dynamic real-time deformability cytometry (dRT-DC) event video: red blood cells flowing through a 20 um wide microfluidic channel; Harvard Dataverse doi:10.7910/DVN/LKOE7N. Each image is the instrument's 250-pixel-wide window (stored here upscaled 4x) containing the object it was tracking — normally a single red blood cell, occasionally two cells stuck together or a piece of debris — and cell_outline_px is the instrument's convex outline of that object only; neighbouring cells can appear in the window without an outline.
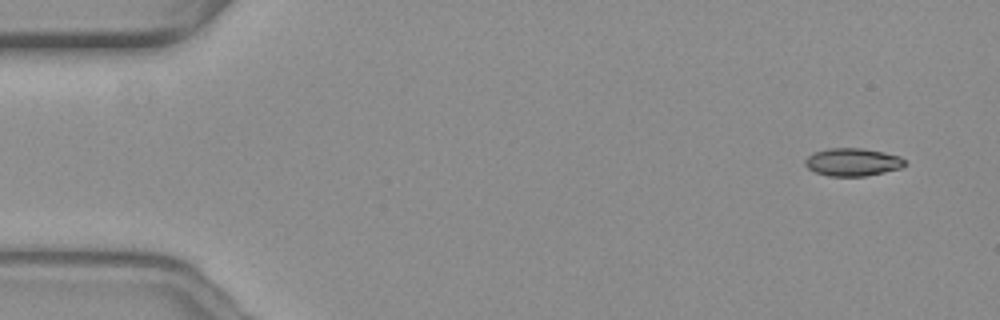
{"species": "common noctule bat (a hibernating species)", "species_latin": "Nyctalus noctula", "temperature_condition": "warm", "stored_images_in_passage": 45, "camera_frame_rate_fps": 3000, "um_per_image_px": 0.085, "animal": {"sex": "female", "body_mass_g": 19.3, "forearm_length_mm": 54.1}, "frame": {"image": 1, "passage_image": 1, "time_ms": 0.0, "image_size_px": [1000, 320], "cell_outline_px": [[908, 164], [900, 168], [884, 172], [864, 176], [828, 176], [816, 172], [808, 168], [804, 164], [804, 160], [808, 156], [816, 152], [828, 148], [864, 148], [884, 152], [900, 156]], "centroid_in_image_um": [72.48, 13.77], "position_along_channel_um": 12.5, "area_um2": 16.18}}
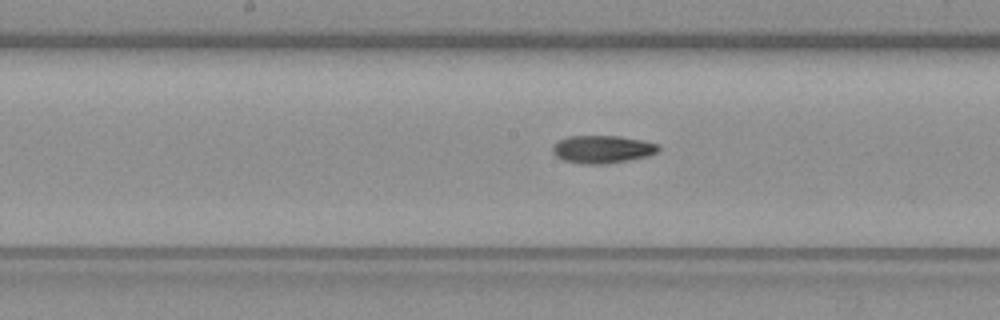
{"frame": {"image": 2, "passage_image": 26, "time_ms": 8.333, "image_size_px": [1000, 320], "cell_outline_px": [[660, 148], [656, 152], [648, 156], [628, 160], [604, 164], [584, 164], [564, 160], [556, 156], [552, 152], [552, 144], [568, 136], [620, 136], [644, 140], [660, 144]], "centroid_in_image_um": [51.21, 12.68], "position_along_channel_um": 197.0, "area_um2": 17.22}}
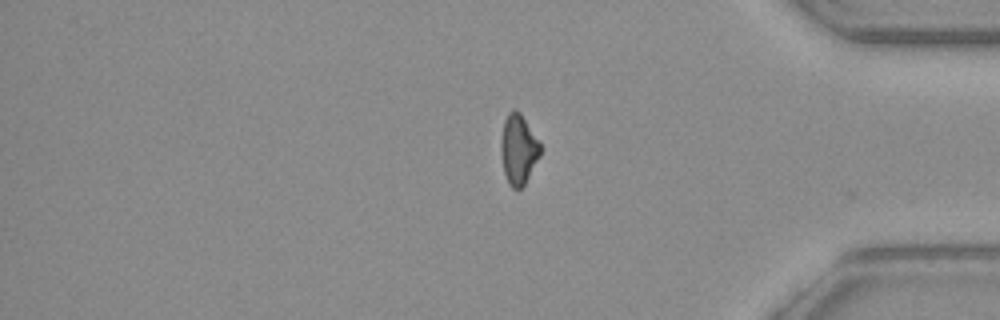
{"frame": {"image": 3, "passage_image": 44, "time_ms": 14.333, "image_size_px": [1000, 320], "cell_outline_px": [[540, 156], [524, 184], [520, 188], [512, 188], [508, 184], [504, 172], [500, 148], [500, 144], [504, 120], [508, 112], [512, 108], [516, 108], [520, 112], [540, 144]], "centroid_in_image_um": [44.04, 12.67], "position_along_channel_um": 391.2, "area_um2": 15.9}, "authors_computed_cell_mechanics": {"area_um2": 16.7042, "velocity_mm_per_s": 3.655, "shape_relaxation_time_tau1_ms": 4.3621, "shape_relaxation_time_tau2_ms": 9.2685, "deformation_change_tau1": 0.1412, "deformation_change_tau2": 0.1662}}